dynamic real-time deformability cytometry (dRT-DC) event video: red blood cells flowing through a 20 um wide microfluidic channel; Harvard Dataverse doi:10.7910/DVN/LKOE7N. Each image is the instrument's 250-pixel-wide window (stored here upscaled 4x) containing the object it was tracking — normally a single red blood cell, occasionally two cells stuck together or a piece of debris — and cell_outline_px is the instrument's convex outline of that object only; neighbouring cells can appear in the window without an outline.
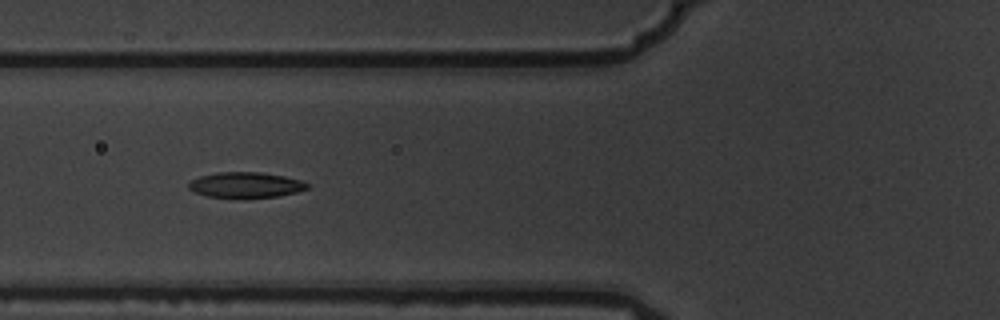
{"species": "common noctule bat (a hibernating species)", "species_latin": "Nyctalus noctula", "temperature_condition": "warm", "stored_images_in_passage": 14, "camera_frame_rate_fps": 3000, "um_per_image_px": 0.085, "animal": {"sex": "male", "body_mass_g": 19.5, "forearm_length_mm": 54.6}, "frame": {"image": 1, "passage_image": 5, "time_ms": 1.333, "image_size_px": [1000, 320], "cell_outline_px": [[312, 184], [308, 188], [296, 192], [276, 196], [244, 200], [236, 200], [208, 196], [196, 192], [188, 188], [188, 184], [192, 180], [200, 176], [216, 172], [260, 172], [284, 176], [300, 180]], "centroid_in_image_um": [20.89, 15.75], "position_along_channel_um": 104.9, "area_um2": 18.21}}
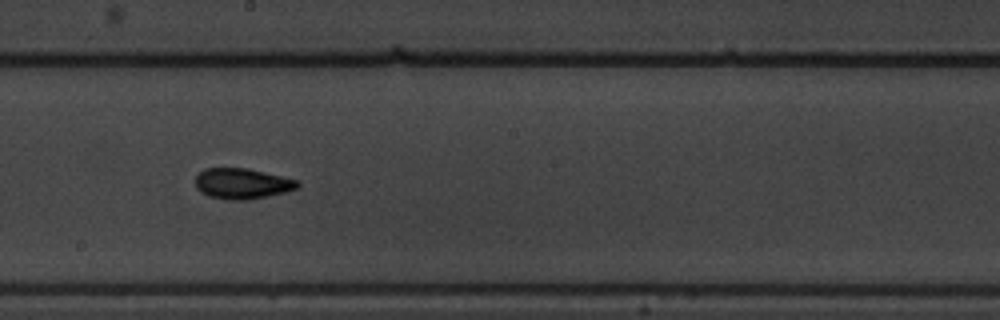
{"frame": {"image": 2, "passage_image": 8, "time_ms": 2.333, "image_size_px": [1000, 320], "cell_outline_px": [[300, 184], [296, 188], [284, 192], [268, 196], [248, 200], [228, 200], [208, 196], [200, 192], [196, 188], [196, 176], [204, 168], [248, 168], [300, 180]], "centroid_in_image_um": [20.58, 15.6], "position_along_channel_um": 227.6, "area_um2": 18.38}}
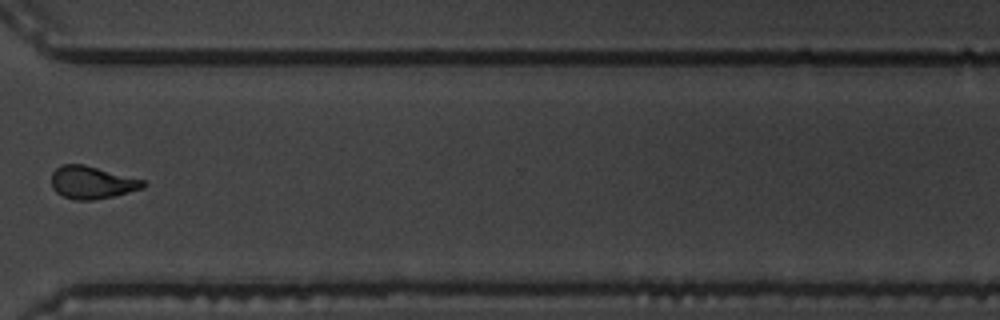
{"frame": {"image": 3, "passage_image": 11, "time_ms": 3.333, "image_size_px": [1000, 320], "cell_outline_px": [[148, 184], [144, 188], [112, 196], [92, 200], [72, 200], [56, 192], [52, 188], [52, 172], [60, 164], [84, 164], [144, 180]], "centroid_in_image_um": [7.81, 15.5], "position_along_channel_um": 362.8, "area_um2": 17.46}}